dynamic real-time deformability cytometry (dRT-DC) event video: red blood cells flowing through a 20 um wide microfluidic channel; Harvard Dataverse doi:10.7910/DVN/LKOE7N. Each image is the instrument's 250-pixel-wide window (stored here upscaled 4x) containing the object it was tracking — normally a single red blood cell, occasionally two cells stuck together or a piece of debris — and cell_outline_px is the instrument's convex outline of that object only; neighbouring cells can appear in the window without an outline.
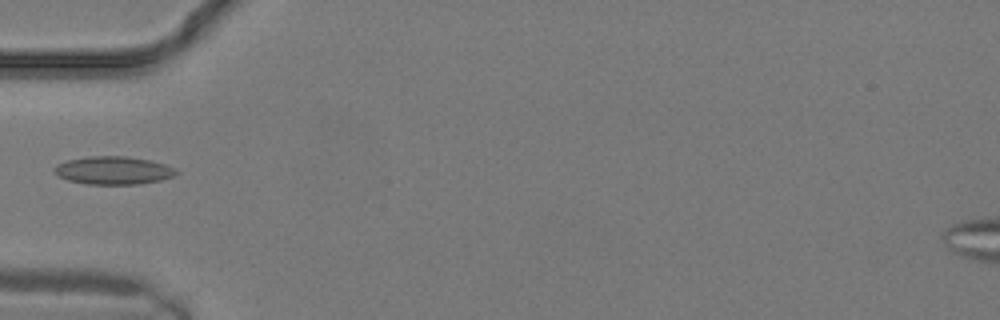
{"species": "common noctule bat (a hibernating species)", "species_latin": "Nyctalus noctula", "temperature_condition": "warm", "stored_images_in_passage": 6, "camera_frame_rate_fps": 3000, "um_per_image_px": 0.085, "animal": {"sex": "male", "body_mass_g": 19.2, "forearm_length_mm": 51.8}, "frame": {"image": 1, "passage_image": 2, "time_ms": 0.333, "image_size_px": [1000, 320], "cell_outline_px": [[180, 172], [172, 176], [160, 180], [140, 184], [88, 184], [68, 180], [60, 176], [52, 168], [56, 164], [68, 160], [88, 156], [124, 156], [148, 160], [164, 164]], "centroid_in_image_um": [9.61, 14.48], "position_along_channel_um": 75.4, "area_um2": 19.65}}
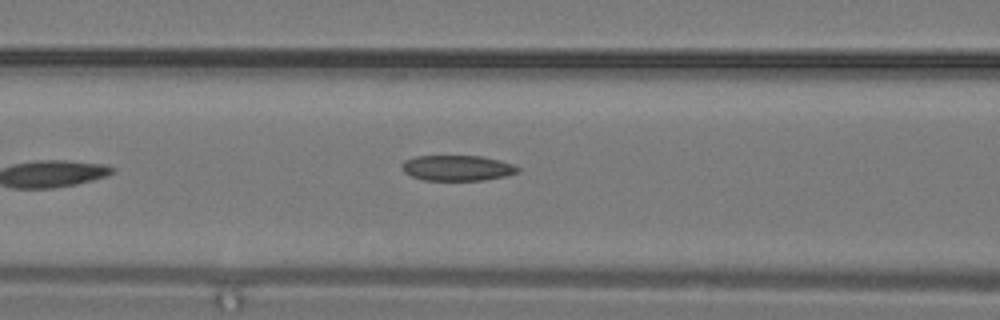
{"frame": {"image": 2, "passage_image": 4, "time_ms": 1.0, "image_size_px": [1000, 320], "cell_outline_px": [[520, 172], [508, 176], [484, 180], [424, 180], [412, 176], [404, 172], [400, 164], [404, 160], [416, 156], [480, 156], [512, 164], [520, 168]], "centroid_in_image_um": [38.86, 14.28], "position_along_channel_um": 127.7, "area_um2": 17.22}}
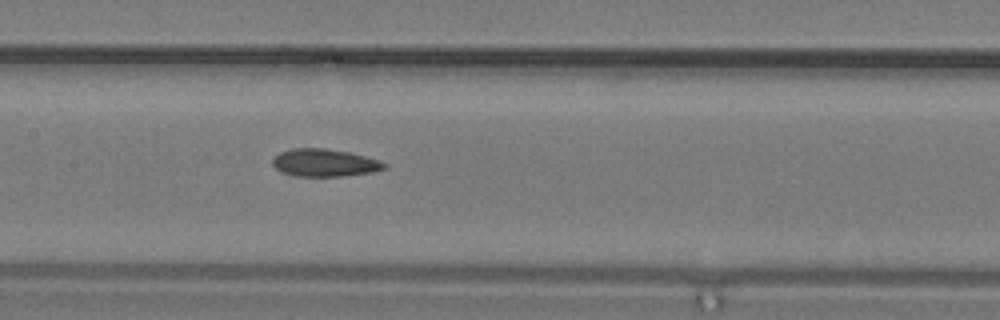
{"frame": {"image": 3, "passage_image": 6, "time_ms": 1.667, "image_size_px": [1000, 320], "cell_outline_px": [[388, 168], [372, 172], [340, 176], [296, 176], [284, 172], [276, 168], [272, 164], [272, 160], [280, 152], [296, 148], [328, 148], [348, 152], [380, 160], [388, 164]], "centroid_in_image_um": [27.63, 13.83], "position_along_channel_um": 179.8, "area_um2": 17.86}}